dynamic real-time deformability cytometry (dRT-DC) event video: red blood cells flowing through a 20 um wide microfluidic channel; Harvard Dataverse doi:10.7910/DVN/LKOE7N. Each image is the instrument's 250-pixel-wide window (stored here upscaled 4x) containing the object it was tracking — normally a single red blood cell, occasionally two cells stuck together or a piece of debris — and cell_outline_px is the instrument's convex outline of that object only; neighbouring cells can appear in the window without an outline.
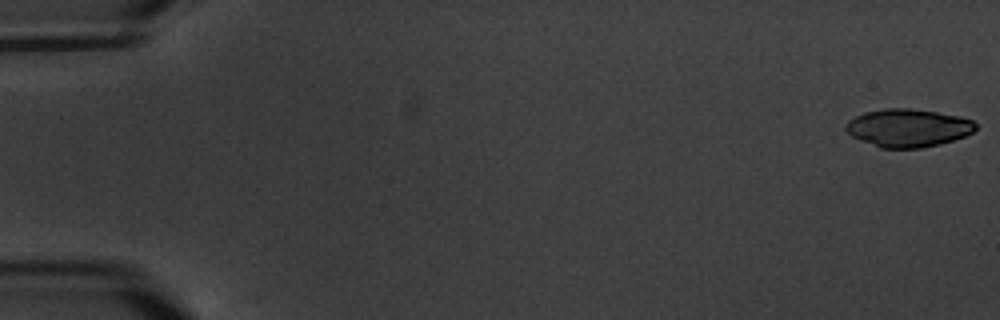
{"species": "common noctule bat (a hibernating species)", "species_latin": "Nyctalus noctula", "temperature_condition": "warm", "stored_images_in_passage": 7, "camera_frame_rate_fps": 3000, "um_per_image_px": 0.085, "animal": {"sex": "male", "body_mass_g": 20.1, "forearm_length_mm": 53.5}, "frame": {"image": 1, "passage_image": 1, "time_ms": 0.0, "image_size_px": [1000, 320], "cell_outline_px": [[976, 128], [972, 132], [964, 136], [940, 144], [920, 148], [880, 148], [860, 140], [852, 136], [844, 128], [844, 124], [848, 120], [864, 112], [884, 108], [908, 108], [936, 112], [960, 116], [972, 120], [976, 124]], "centroid_in_image_um": [77.15, 10.87], "position_along_channel_um": 7.9, "area_um2": 28.73}}
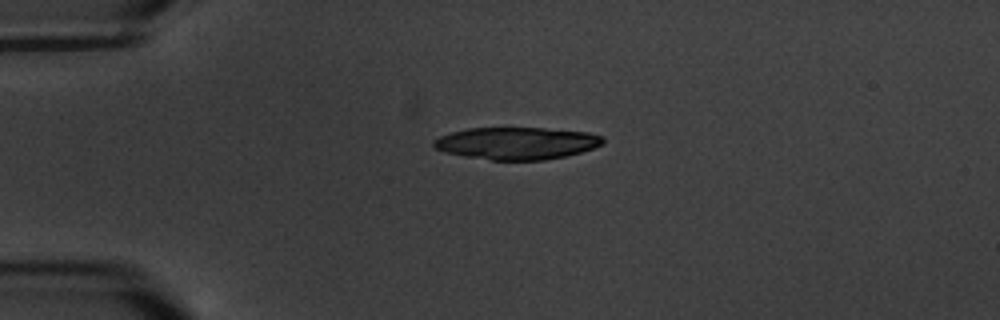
{"frame": {"image": 2, "passage_image": 5, "time_ms": 4.667, "image_size_px": [1000, 320], "cell_outline_px": [[604, 144], [580, 152], [564, 156], [544, 160], [492, 160], [444, 152], [436, 148], [432, 144], [432, 140], [440, 136], [452, 132], [468, 128], [544, 128], [588, 132], [604, 136]], "centroid_in_image_um": [43.93, 12.17], "position_along_channel_um": 41.1, "area_um2": 31.67}}